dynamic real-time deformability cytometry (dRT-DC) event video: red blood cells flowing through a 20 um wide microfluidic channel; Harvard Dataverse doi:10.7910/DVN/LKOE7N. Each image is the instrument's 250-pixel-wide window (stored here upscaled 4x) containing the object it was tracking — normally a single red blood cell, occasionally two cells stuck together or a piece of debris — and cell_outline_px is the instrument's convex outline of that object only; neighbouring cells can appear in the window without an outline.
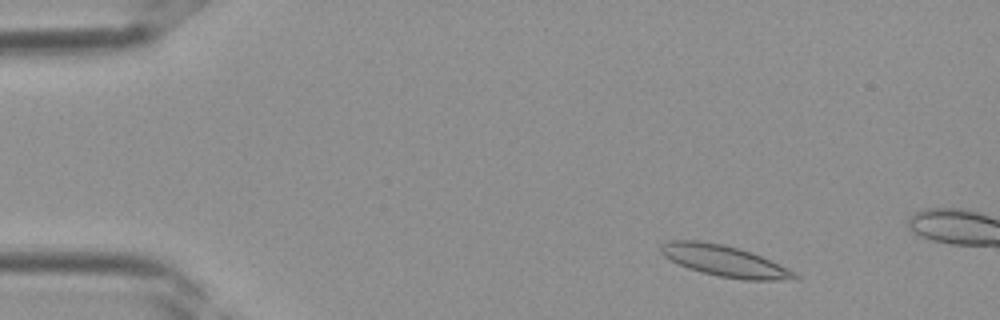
{"species": "Egyptian fruit bat (a non-hibernating species)", "species_latin": "Rousettus aegyptiacus", "temperature_condition": "room temperature", "stored_images_in_passage": 9, "camera_frame_rate_fps": 3000, "um_per_image_px": 0.085, "frame": {"image": 1, "passage_image": 4, "time_ms": 1.0, "image_size_px": [1000, 320], "cell_outline_px": [[800, 276], [796, 280], [744, 280], [720, 276], [688, 268], [664, 256], [660, 252], [660, 244], [668, 240], [700, 240], [724, 244], [760, 256], [788, 268], [796, 272]], "centroid_in_image_um": [61.59, 22.18], "position_along_channel_um": 23.4, "area_um2": 24.1}}